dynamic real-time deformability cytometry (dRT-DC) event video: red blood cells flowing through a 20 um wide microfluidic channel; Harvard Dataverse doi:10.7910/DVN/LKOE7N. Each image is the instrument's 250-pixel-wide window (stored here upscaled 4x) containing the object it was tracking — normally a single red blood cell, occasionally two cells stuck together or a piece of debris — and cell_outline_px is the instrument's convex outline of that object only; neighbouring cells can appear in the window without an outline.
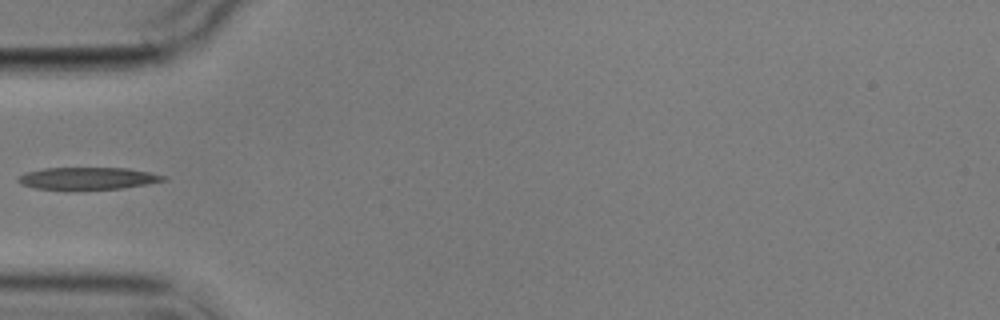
{"species": "common noctule bat (a hibernating species)", "species_latin": "Nyctalus noctula", "temperature_condition": "cold", "stored_images_in_passage": 4, "camera_frame_rate_fps": 3000, "um_per_image_px": 0.085, "animal": {"sex": "male", "body_mass_g": 17.9}, "frame": {"image": 1, "passage_image": 4, "time_ms": 5.0, "image_size_px": [1000, 320], "cell_outline_px": [[168, 180], [148, 184], [120, 188], [36, 188], [20, 184], [16, 180], [24, 172], [44, 168], [128, 168], [148, 172], [164, 176]], "centroid_in_image_um": [7.46, 15.14], "position_along_channel_um": 77.5, "area_um2": 18.26}}